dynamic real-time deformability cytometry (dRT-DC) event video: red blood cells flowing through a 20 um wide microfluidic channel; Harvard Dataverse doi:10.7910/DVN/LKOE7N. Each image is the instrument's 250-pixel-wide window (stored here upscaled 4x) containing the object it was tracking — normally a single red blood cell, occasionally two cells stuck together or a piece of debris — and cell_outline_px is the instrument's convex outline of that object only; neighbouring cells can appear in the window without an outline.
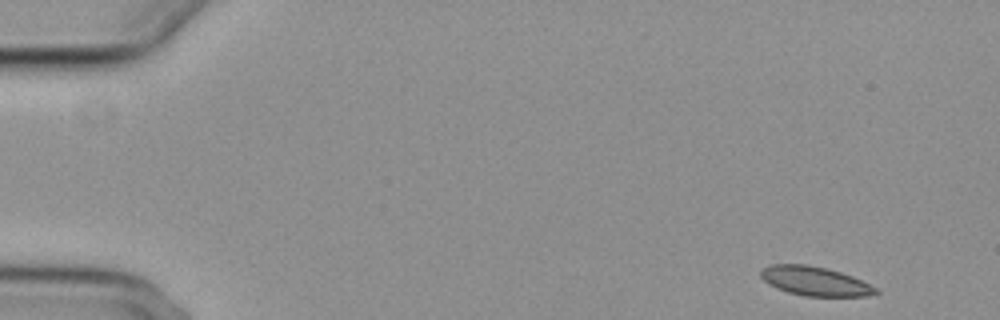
{"species": "common noctule bat (a hibernating species)", "species_latin": "Nyctalus noctula", "temperature_condition": "cold", "stored_images_in_passage": 53, "camera_frame_rate_fps": 3000, "um_per_image_px": 0.085, "animal": {"sex": "female", "body_mass_g": 29.2, "forearm_length_mm": 56.3}, "frame": {"image": 1, "passage_image": 1, "time_ms": 0.0, "image_size_px": [1000, 320], "cell_outline_px": [[880, 292], [868, 296], [804, 296], [788, 292], [776, 288], [768, 284], [760, 276], [760, 268], [768, 264], [808, 264], [828, 268], [852, 276], [876, 288]], "centroid_in_image_um": [69.21, 23.88], "position_along_channel_um": 15.8, "area_um2": 19.65}}
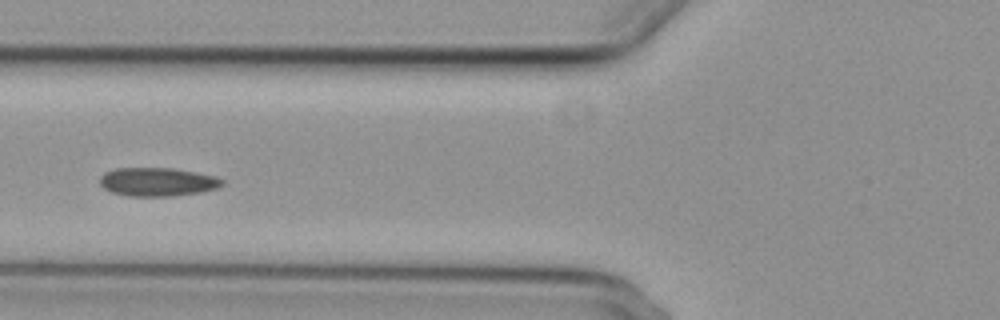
{"frame": {"image": 2, "passage_image": 19, "time_ms": 6.0, "image_size_px": [1000, 320], "cell_outline_px": [[224, 184], [216, 188], [200, 192], [176, 196], [128, 196], [112, 192], [104, 188], [100, 184], [100, 176], [104, 172], [116, 168], [172, 168], [196, 172], [216, 176], [224, 180]], "centroid_in_image_um": [13.39, 15.46], "position_along_channel_um": 112.4, "area_um2": 20.46}}
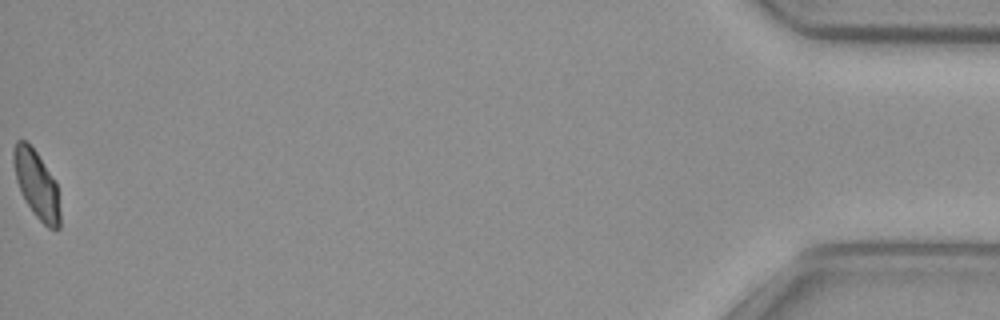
{"frame": {"image": 3, "passage_image": 53, "time_ms": 17.333, "image_size_px": [1000, 320], "cell_outline_px": [[60, 228], [48, 228], [32, 212], [24, 200], [20, 192], [16, 180], [12, 160], [12, 152], [16, 140], [24, 140], [36, 152], [56, 180], [60, 212]], "centroid_in_image_um": [3.09, 15.68], "position_along_channel_um": 432.1, "area_um2": 18.44}, "authors_computed_cell_mechanics": {"area_um2": 19.9988, "velocity_mm_per_s": 3.7021, "shape_relaxation_time_tau1_ms": 7.1107, "shape_relaxation_time_tau2_ms": 4.4928, "deformation_change_tau1": 0.1433, "deformation_change_tau2": 0.0689}}